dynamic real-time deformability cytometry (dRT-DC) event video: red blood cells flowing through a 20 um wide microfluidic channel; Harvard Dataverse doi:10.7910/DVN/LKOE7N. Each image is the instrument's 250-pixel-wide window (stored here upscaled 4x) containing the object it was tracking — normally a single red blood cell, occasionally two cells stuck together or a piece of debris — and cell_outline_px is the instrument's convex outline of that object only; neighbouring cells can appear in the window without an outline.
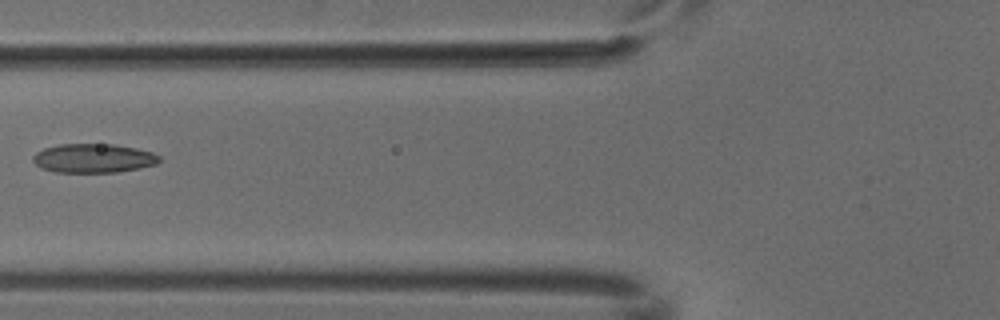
{"species": "common noctule bat (a hibernating species)", "species_latin": "Nyctalus noctula", "temperature_condition": "cold", "stored_images_in_passage": 3, "camera_frame_rate_fps": 3000, "um_per_image_px": 0.085, "animal": {"sex": "male", "body_mass_g": 18.8}, "frame": {"image": 1, "passage_image": 3, "time_ms": 0.667, "image_size_px": [1000, 320], "cell_outline_px": [[160, 160], [156, 164], [140, 168], [116, 172], [56, 172], [40, 168], [32, 160], [32, 156], [36, 152], [44, 148], [60, 144], [112, 144], [136, 148], [152, 152], [160, 156]], "centroid_in_image_um": [7.93, 13.45], "position_along_channel_um": 117.9, "area_um2": 21.39}}